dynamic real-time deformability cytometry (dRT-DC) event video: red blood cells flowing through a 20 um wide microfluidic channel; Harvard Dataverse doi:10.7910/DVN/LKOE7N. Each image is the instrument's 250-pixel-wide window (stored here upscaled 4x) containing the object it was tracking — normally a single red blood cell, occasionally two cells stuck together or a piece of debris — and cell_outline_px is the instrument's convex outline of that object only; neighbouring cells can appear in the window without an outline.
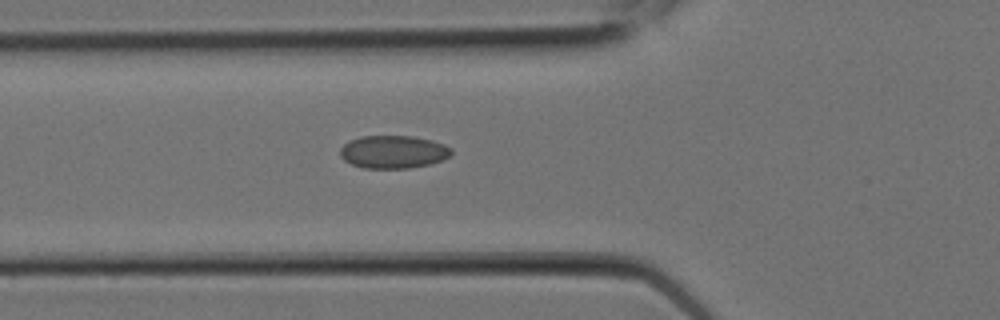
{"species": "Egyptian fruit bat (a non-hibernating species)", "species_latin": "Rousettus aegyptiacus", "temperature_condition": "room temperature", "stored_images_in_passage": 6, "camera_frame_rate_fps": 3000, "um_per_image_px": 0.085, "animal": {"sex": "female"}, "frame": {"image": 1, "passage_image": 6, "time_ms": 1.667, "image_size_px": [1000, 320], "cell_outline_px": [[452, 152], [448, 156], [432, 164], [408, 168], [364, 168], [352, 164], [344, 160], [340, 156], [340, 148], [348, 140], [360, 136], [412, 136], [432, 140], [444, 144], [452, 148]], "centroid_in_image_um": [33.41, 12.9], "position_along_channel_um": 92.4, "area_um2": 21.39}}